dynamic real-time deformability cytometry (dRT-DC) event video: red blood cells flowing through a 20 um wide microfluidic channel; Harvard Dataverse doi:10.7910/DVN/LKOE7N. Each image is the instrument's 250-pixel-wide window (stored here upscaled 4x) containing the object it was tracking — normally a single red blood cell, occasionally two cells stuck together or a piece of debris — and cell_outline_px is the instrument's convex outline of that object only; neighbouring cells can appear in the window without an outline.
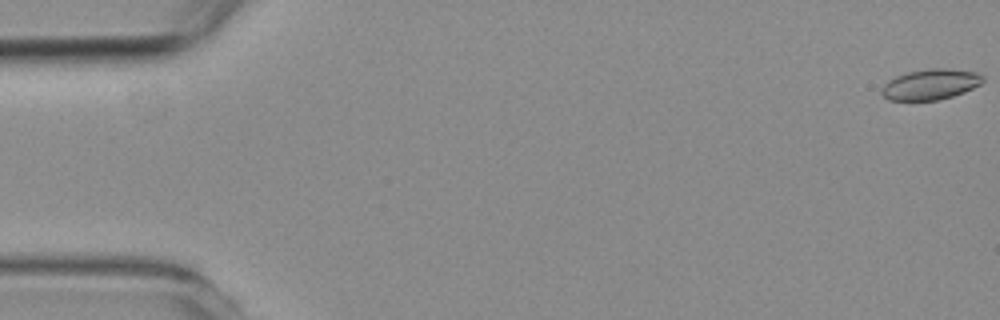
{"species": "common noctule bat (a hibernating species)", "species_latin": "Nyctalus noctula", "temperature_condition": "room temperature", "stored_images_in_passage": 56, "segment_of_instrument_passage": [1, 2], "camera_frame_rate_fps": 3000, "um_per_image_px": 0.085, "animal": {"sex": "female", "body_mass_g": 19.3, "forearm_length_mm": 54.1}, "frame": {"image": 1, "passage_image": 1, "time_ms": 0.0, "image_size_px": [1000, 320], "cell_outline_px": [[984, 80], [980, 84], [964, 92], [952, 96], [936, 100], [888, 100], [880, 92], [884, 84], [888, 80], [896, 76], [908, 72], [932, 68], [948, 68], [976, 72], [984, 76]], "centroid_in_image_um": [79.09, 7.16], "position_along_channel_um": 5.9, "area_um2": 17.98}}
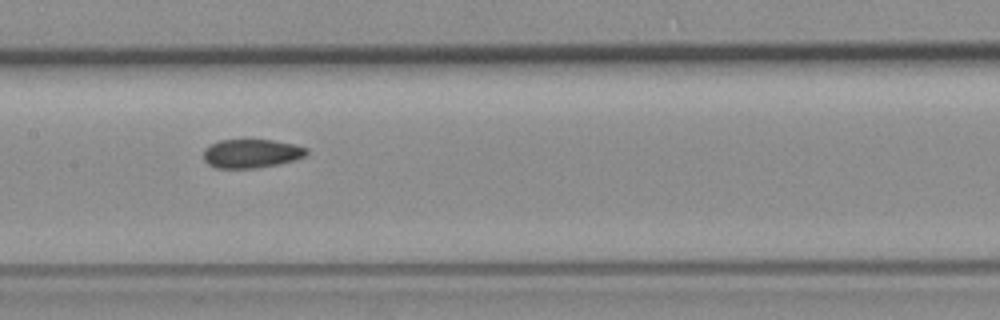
{"frame": {"image": 2, "passage_image": 27, "time_ms": 8.667, "image_size_px": [1000, 320], "cell_outline_px": [[308, 152], [304, 156], [296, 160], [280, 164], [256, 168], [216, 168], [208, 164], [204, 160], [204, 148], [208, 144], [220, 140], [272, 140], [296, 144], [308, 148]], "centroid_in_image_um": [21.38, 13.05], "position_along_channel_um": 186.0, "area_um2": 17.51}}
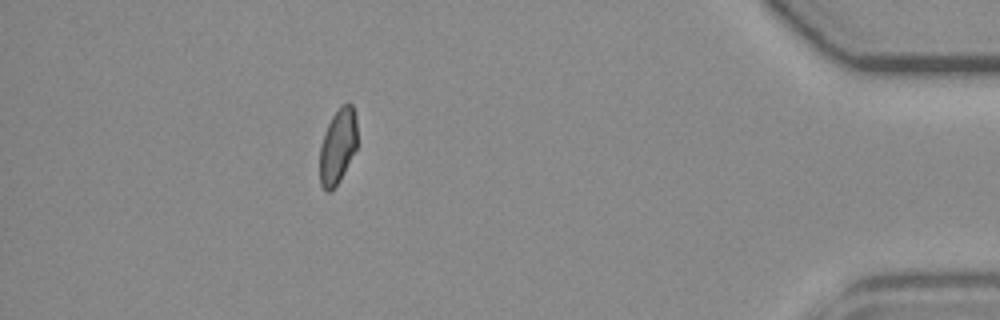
{"frame": {"image": 3, "passage_image": 49, "time_ms": 16.0, "image_size_px": [1000, 320], "cell_outline_px": [[356, 148], [340, 180], [328, 192], [320, 184], [320, 144], [324, 132], [332, 116], [340, 104], [348, 100], [352, 104], [356, 116]], "centroid_in_image_um": [28.7, 12.35], "position_along_channel_um": 406.5, "area_um2": 16.42}}